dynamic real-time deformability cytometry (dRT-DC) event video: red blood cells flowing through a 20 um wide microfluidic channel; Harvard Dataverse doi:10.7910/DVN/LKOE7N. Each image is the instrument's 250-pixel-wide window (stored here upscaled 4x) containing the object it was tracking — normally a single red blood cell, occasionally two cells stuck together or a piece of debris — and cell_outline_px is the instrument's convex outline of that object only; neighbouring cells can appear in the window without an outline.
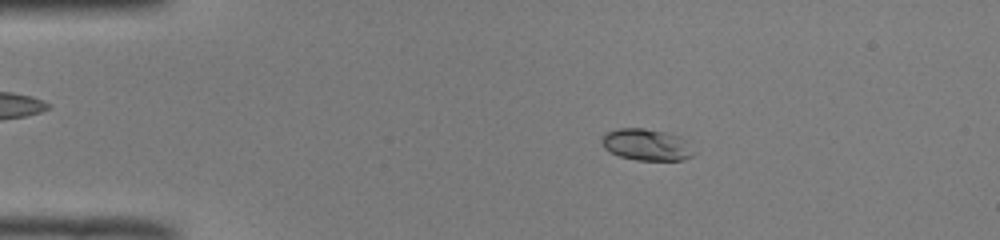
{"species": "common noctule bat (a hibernating species)", "species_latin": "Nyctalus noctula", "temperature_condition": "room temperature", "stored_images_in_passage": 51, "camera_frame_rate_fps": 3000, "um_per_image_px": 0.085, "animal": {"sex": "male", "body_mass_g": 19.0, "forearm_length_mm": 50.8}, "frame": {"image": 1, "passage_image": 10, "time_ms": 3.0, "image_size_px": [1000, 240], "cell_outline_px": [[696, 152], [692, 156], [680, 160], [636, 160], [620, 156], [604, 148], [600, 140], [604, 132], [616, 128], [644, 128], [664, 132], [680, 136]], "centroid_in_image_um": [54.92, 12.29], "position_along_channel_um": 30.1, "area_um2": 16.99}}
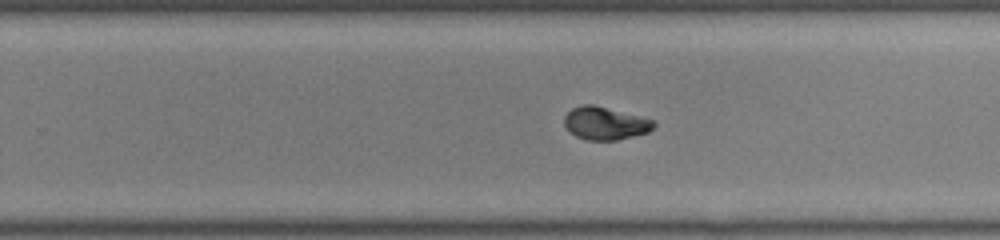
{"frame": {"image": 2, "passage_image": 33, "time_ms": 10.667, "image_size_px": [1000, 240], "cell_outline_px": [[656, 124], [648, 132], [616, 140], [588, 140], [576, 136], [564, 124], [564, 116], [572, 108], [584, 104], [592, 104], [656, 120]], "centroid_in_image_um": [51.45, 10.47], "position_along_channel_um": 278.3, "area_um2": 16.94}}
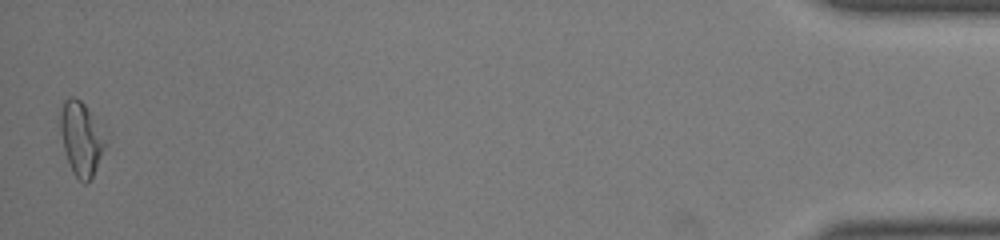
{"frame": {"image": 3, "passage_image": 51, "time_ms": 16.667, "image_size_px": [1000, 240], "cell_outline_px": [[104, 148], [92, 176], [84, 184], [72, 172], [64, 148], [60, 128], [60, 112], [64, 100], [68, 96], [72, 96], [80, 100], [84, 104], [104, 140]], "centroid_in_image_um": [6.83, 11.78], "position_along_channel_um": 428.4, "area_um2": 18.21}, "authors_computed_cell_mechanics": {"area_um2": 17.1088, "velocity_mm_per_s": 3.9934, "shape_relaxation_time_tau1_ms": 4.2067, "shape_relaxation_time_tau2_ms": null, "deformation_change_tau1": 0.1851, "deformation_change_tau2": null}}